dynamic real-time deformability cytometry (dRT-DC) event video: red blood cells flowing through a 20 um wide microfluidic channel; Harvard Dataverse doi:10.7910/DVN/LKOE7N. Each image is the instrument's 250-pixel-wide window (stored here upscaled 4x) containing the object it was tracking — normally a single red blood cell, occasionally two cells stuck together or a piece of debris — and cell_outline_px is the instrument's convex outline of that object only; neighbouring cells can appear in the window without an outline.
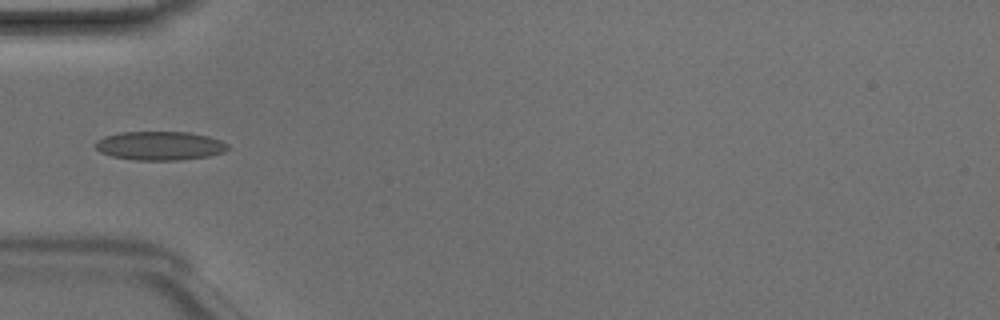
{"species": "Egyptian fruit bat (a non-hibernating species)", "species_latin": "Rousettus aegyptiacus", "temperature_condition": "room temperature", "stored_images_in_passage": 33, "camera_frame_rate_fps": 3000, "um_per_image_px": 0.085, "animal": {"sex": "male"}, "frame": {"image": 1, "passage_image": 1, "time_ms": 0.0, "image_size_px": [1000, 320], "cell_outline_px": [[228, 148], [224, 152], [208, 156], [180, 160], [136, 160], [112, 156], [100, 152], [92, 144], [96, 140], [104, 136], [120, 132], [188, 132], [208, 136], [220, 140], [228, 144]], "centroid_in_image_um": [13.55, 12.38], "position_along_channel_um": 71.4, "area_um2": 22.31}}
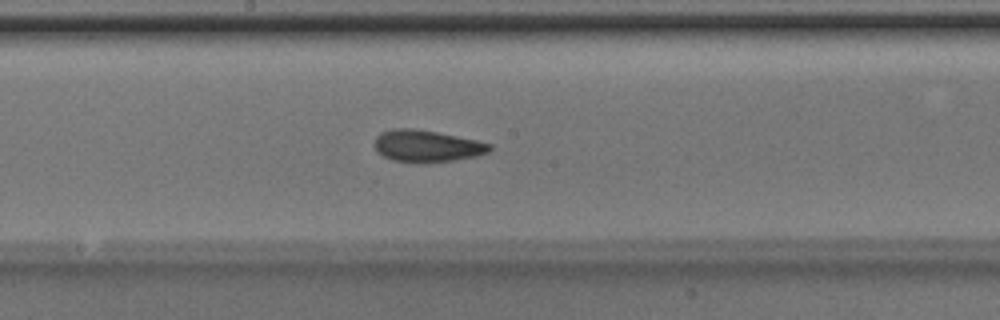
{"frame": {"image": 2, "passage_image": 11, "time_ms": 3.333, "image_size_px": [1000, 320], "cell_outline_px": [[492, 148], [488, 152], [476, 156], [428, 164], [420, 164], [392, 160], [376, 152], [376, 136], [380, 132], [392, 128], [412, 128], [436, 132], [476, 140], [492, 144]], "centroid_in_image_um": [36.26, 12.43], "position_along_channel_um": 211.9, "area_um2": 21.56}}
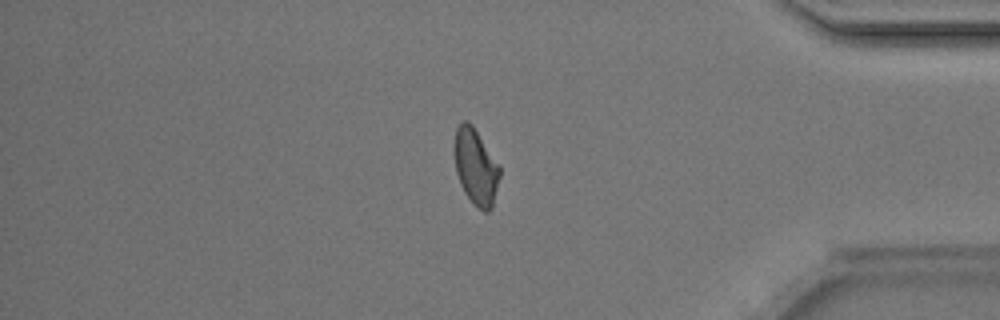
{"frame": {"image": 3, "passage_image": 26, "time_ms": 8.333, "image_size_px": [1000, 320], "cell_outline_px": [[500, 176], [492, 208], [488, 212], [484, 212], [476, 208], [472, 204], [464, 192], [460, 184], [456, 172], [452, 152], [452, 144], [456, 128], [464, 120], [468, 120], [472, 124], [500, 168]], "centroid_in_image_um": [40.39, 14.19], "position_along_channel_um": 394.8, "area_um2": 20.46}, "authors_computed_cell_mechanics": {"area_um2": 20.4612, "velocity_mm_per_s": 4.2105, "shape_relaxation_time_tau1_ms": 4.535, "shape_relaxation_time_tau2_ms": 2.7859, "deformation_change_tau1": 0.1193, "deformation_change_tau2": 0.0762}}